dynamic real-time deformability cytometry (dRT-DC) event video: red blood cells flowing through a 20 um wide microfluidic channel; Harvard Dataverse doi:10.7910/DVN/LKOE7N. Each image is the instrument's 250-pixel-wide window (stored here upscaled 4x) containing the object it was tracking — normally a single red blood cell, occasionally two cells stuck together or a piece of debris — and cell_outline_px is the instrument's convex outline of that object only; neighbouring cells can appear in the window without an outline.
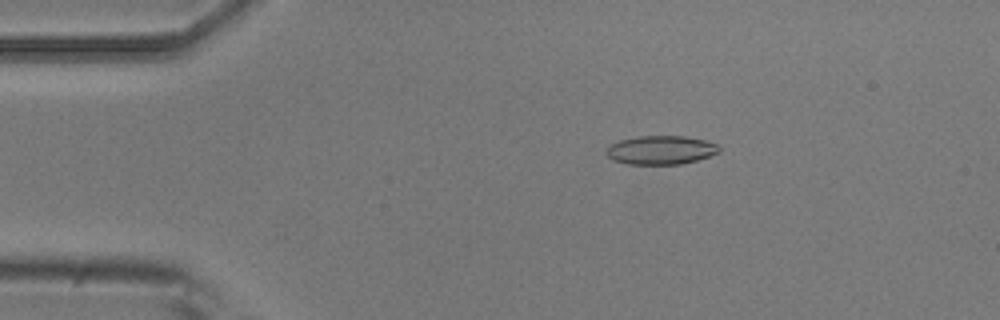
{"species": "common noctule bat (a hibernating species)", "species_latin": "Nyctalus noctula", "temperature_condition": "room temperature", "stored_images_in_passage": 51, "camera_frame_rate_fps": 3000, "um_per_image_px": 0.085, "animal": {"sex": "male", "body_mass_g": 20.5, "forearm_length_mm": 52.5}, "frame": {"image": 1, "passage_image": 9, "time_ms": 2.667, "image_size_px": [1000, 320], "cell_outline_px": [[720, 152], [696, 160], [680, 164], [628, 164], [612, 160], [604, 152], [612, 144], [620, 140], [640, 136], [684, 136], [704, 140], [716, 144], [720, 148]], "centroid_in_image_um": [56.16, 12.75], "position_along_channel_um": 28.8, "area_um2": 18.73}}
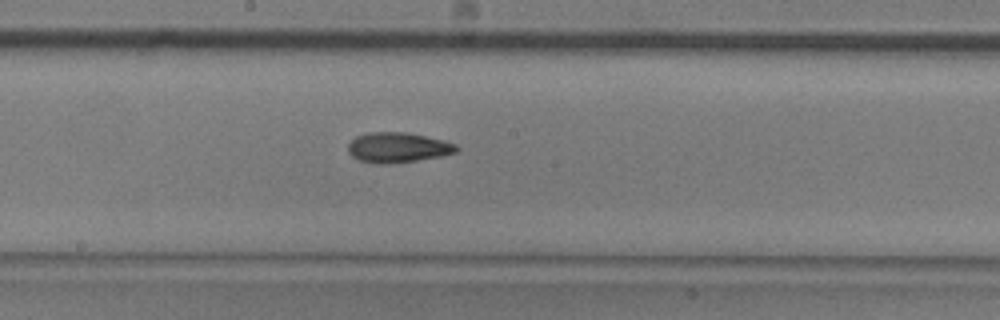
{"frame": {"image": 2, "passage_image": 27, "time_ms": 8.667, "image_size_px": [1000, 320], "cell_outline_px": [[460, 148], [456, 152], [440, 156], [416, 160], [388, 164], [376, 164], [360, 160], [352, 156], [348, 152], [348, 144], [356, 136], [368, 132], [408, 132], [444, 140], [456, 144]], "centroid_in_image_um": [33.81, 12.53], "position_along_channel_um": 214.4, "area_um2": 19.07}}
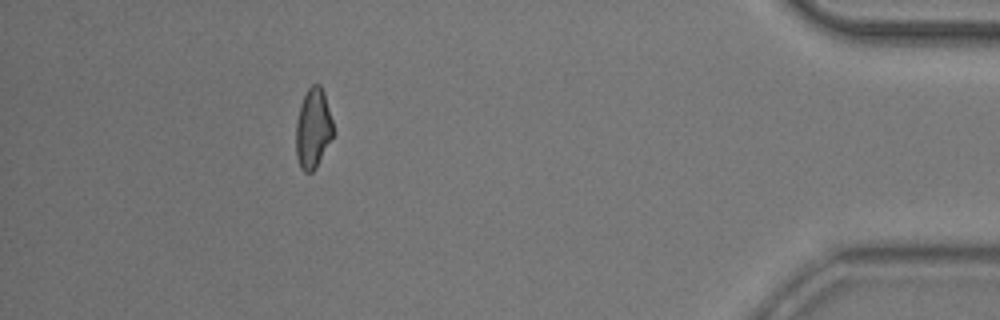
{"frame": {"image": 3, "passage_image": 46, "time_ms": 15.0, "image_size_px": [1000, 320], "cell_outline_px": [[332, 136], [316, 168], [312, 172], [304, 172], [300, 168], [296, 156], [296, 124], [300, 104], [308, 88], [312, 84], [320, 84], [324, 92], [332, 120]], "centroid_in_image_um": [26.59, 10.92], "position_along_channel_um": 408.6, "area_um2": 17.17}, "authors_computed_cell_mechanics": {"area_um2": 18.3804, "velocity_mm_per_s": 3.9407, "shape_relaxation_time_tau1_ms": 6.2974, "shape_relaxation_time_tau2_ms": 3.8601, "deformation_change_tau1": 0.1626, "deformation_change_tau2": 0.1202}}